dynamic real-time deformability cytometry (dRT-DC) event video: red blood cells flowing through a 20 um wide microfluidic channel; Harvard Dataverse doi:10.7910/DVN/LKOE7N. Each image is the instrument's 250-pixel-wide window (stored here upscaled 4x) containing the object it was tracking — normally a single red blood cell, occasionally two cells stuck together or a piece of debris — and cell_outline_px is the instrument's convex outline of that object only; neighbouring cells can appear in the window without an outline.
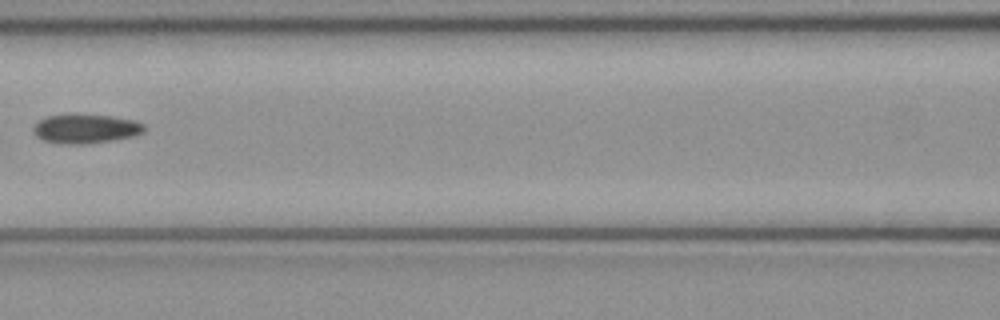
{"species": "common noctule bat (a hibernating species)", "species_latin": "Nyctalus noctula", "temperature_condition": "cold", "stored_images_in_passage": 3, "camera_frame_rate_fps": 3000, "um_per_image_px": 0.085, "animal": {"sex": "female", "body_mass_g": 21.9}, "frame": {"image": 1, "passage_image": 3, "time_ms": 0.667, "image_size_px": [1000, 320], "cell_outline_px": [[144, 132], [132, 136], [112, 140], [88, 144], [60, 144], [44, 140], [36, 136], [32, 132], [32, 128], [40, 120], [48, 116], [108, 116], [136, 120], [144, 124]], "centroid_in_image_um": [7.28, 10.98], "position_along_channel_um": 159.3, "area_um2": 18.38}}